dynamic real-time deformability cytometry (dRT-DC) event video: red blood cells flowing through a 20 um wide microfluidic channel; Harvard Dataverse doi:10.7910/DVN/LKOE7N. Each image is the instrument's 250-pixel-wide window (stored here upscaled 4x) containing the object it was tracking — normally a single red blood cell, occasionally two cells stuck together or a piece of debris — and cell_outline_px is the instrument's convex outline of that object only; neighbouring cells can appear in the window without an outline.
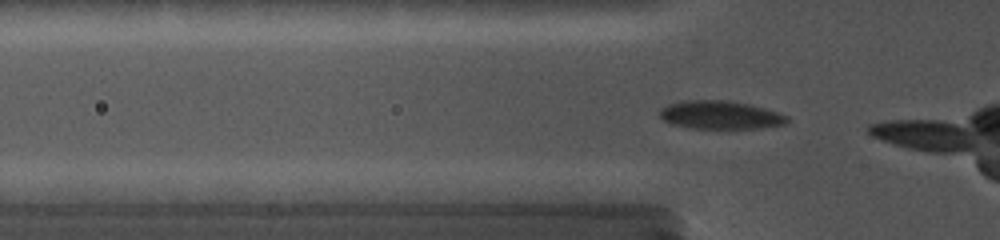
{"species": "common noctule bat (a hibernating species)", "species_latin": "Nyctalus noctula", "temperature_condition": "cold", "stored_images_in_passage": 10, "camera_frame_rate_fps": 5000, "um_per_image_px": 0.085, "animal": {"sex": "female", "body_mass_g": 19.0, "forearm_length_mm": 56.7}, "frame": {"image": 1, "passage_image": 2, "time_ms": 0.4, "image_size_px": [1000, 240], "cell_outline_px": [[788, 120], [784, 124], [760, 128], [692, 128], [672, 124], [664, 120], [660, 116], [660, 108], [668, 104], [684, 100], [728, 100], [748, 104], [764, 108], [788, 116]], "centroid_in_image_um": [61.2, 9.76], "position_along_channel_um": 64.6, "area_um2": 20.81}}